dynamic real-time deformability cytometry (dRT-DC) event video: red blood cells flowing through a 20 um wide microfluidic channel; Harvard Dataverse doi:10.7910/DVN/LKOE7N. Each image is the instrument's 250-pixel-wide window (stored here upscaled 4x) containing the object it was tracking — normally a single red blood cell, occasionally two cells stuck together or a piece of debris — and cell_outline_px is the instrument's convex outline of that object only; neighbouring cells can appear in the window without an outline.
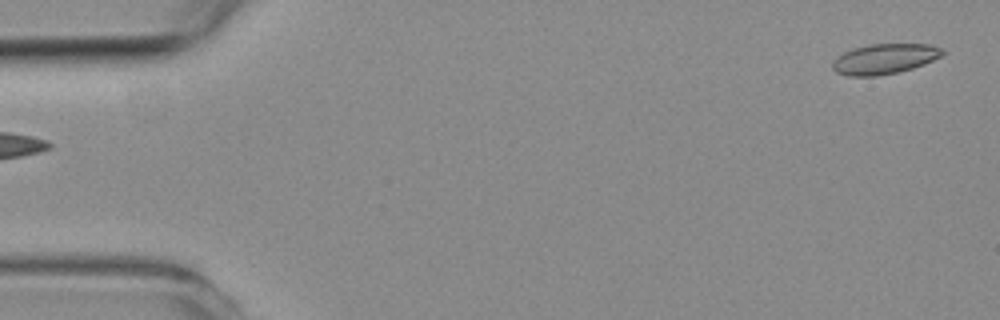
{"species": "common noctule bat (a hibernating species)", "species_latin": "Nyctalus noctula", "temperature_condition": "room temperature", "stored_images_in_passage": 49, "camera_frame_rate_fps": 3000, "um_per_image_px": 0.085, "animal": {"sex": "female", "body_mass_g": 19.3, "forearm_length_mm": 54.1}, "frame": {"image": 1, "passage_image": 1, "time_ms": 0.0, "image_size_px": [1000, 320], "cell_outline_px": [[944, 52], [940, 56], [924, 64], [912, 68], [896, 72], [876, 76], [848, 76], [836, 72], [832, 68], [832, 60], [844, 52], [868, 44], [932, 44], [940, 48]], "centroid_in_image_um": [75.15, 5.0], "position_along_channel_um": 9.9, "area_um2": 19.19}}
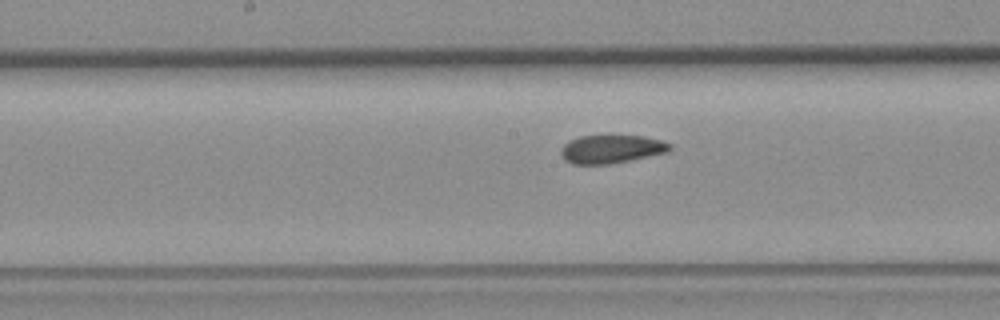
{"frame": {"image": 2, "passage_image": 26, "time_ms": 8.333, "image_size_px": [1000, 320], "cell_outline_px": [[672, 148], [668, 152], [608, 164], [572, 164], [564, 160], [560, 152], [560, 148], [568, 140], [580, 136], [644, 136], [660, 140], [672, 144]], "centroid_in_image_um": [51.93, 12.67], "position_along_channel_um": 196.3, "area_um2": 17.92}}
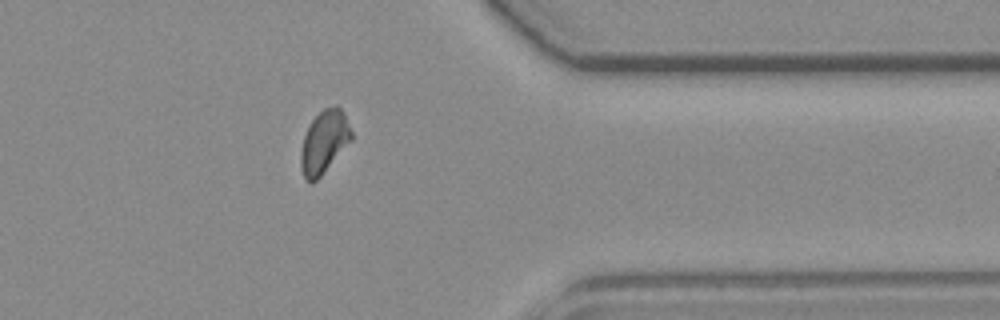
{"frame": {"image": 3, "passage_image": 42, "time_ms": 13.667, "image_size_px": [1000, 320], "cell_outline_px": [[352, 140], [320, 176], [312, 184], [308, 184], [304, 176], [300, 164], [300, 152], [304, 136], [312, 120], [324, 108], [336, 104], [344, 112], [352, 132]], "centroid_in_image_um": [27.55, 12.06], "position_along_channel_um": 383.8, "area_um2": 18.44}, "authors_computed_cell_mechanics": {"area_um2": 18.6694, "velocity_mm_per_s": 3.8039, "shape_relaxation_time_tau1_ms": null, "shape_relaxation_time_tau2_ms": 2.1005, "deformation_change_tau1": null, "deformation_change_tau2": 0.0542}}